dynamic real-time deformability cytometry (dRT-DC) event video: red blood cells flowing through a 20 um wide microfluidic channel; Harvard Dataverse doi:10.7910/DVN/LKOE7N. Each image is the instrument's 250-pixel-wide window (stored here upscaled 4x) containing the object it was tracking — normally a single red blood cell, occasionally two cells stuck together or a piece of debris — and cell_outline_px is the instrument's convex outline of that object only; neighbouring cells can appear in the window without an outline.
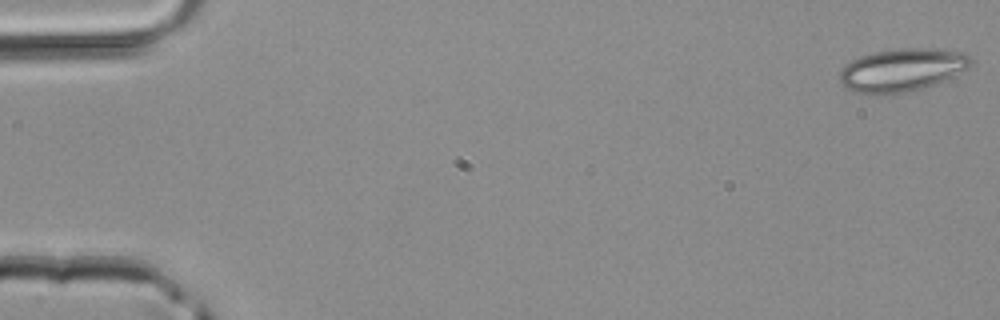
{"species": "common noctule bat (a hibernating species)", "species_latin": "Nyctalus noctula", "temperature_condition": "room temperature", "stored_images_in_passage": 24, "camera_frame_rate_fps": 3000, "um_per_image_px": 0.085, "animal": {"sex": "male", "body_mass_g": 20.4}, "frame": {"image": 1, "passage_image": 1, "time_ms": 0.0, "image_size_px": [1000, 320], "cell_outline_px": [[972, 64], [944, 80], [936, 84], [904, 92], [856, 92], [848, 88], [840, 80], [840, 72], [844, 64], [860, 56], [876, 52], [904, 48], [928, 48], [964, 52], [972, 56]], "centroid_in_image_um": [76.7, 5.9], "position_along_channel_um": 8.3, "area_um2": 31.91}}